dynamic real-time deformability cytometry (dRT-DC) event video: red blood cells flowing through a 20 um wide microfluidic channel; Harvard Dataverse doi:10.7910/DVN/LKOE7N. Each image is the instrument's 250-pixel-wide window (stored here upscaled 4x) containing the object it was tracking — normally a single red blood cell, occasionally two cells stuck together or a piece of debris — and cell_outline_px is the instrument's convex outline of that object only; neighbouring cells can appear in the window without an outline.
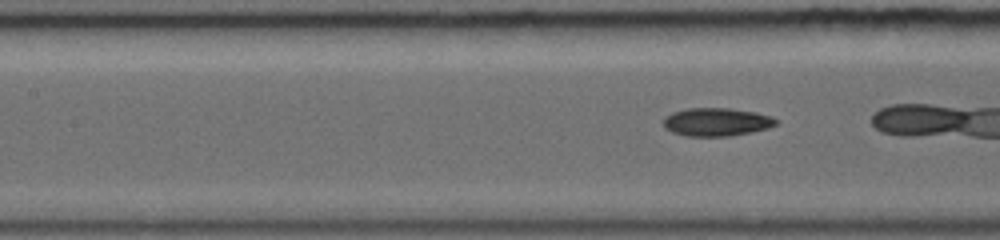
{"species": "common noctule bat (a hibernating species)", "species_latin": "Nyctalus noctula", "temperature_condition": "warm", "stored_images_in_passage": 18, "camera_frame_rate_fps": 5000, "um_per_image_px": 0.085, "animal": {"sex": "female", "body_mass_g": 19.0, "forearm_length_mm": 56.7}, "frame": {"image": 1, "passage_image": 8, "time_ms": 2.2, "image_size_px": [1000, 240], "cell_outline_px": [[780, 124], [768, 128], [752, 132], [728, 136], [684, 136], [672, 132], [664, 128], [664, 116], [672, 112], [688, 108], [728, 108], [756, 112], [772, 116], [780, 120]], "centroid_in_image_um": [60.94, 10.36], "position_along_channel_um": 146.5, "area_um2": 18.79}}